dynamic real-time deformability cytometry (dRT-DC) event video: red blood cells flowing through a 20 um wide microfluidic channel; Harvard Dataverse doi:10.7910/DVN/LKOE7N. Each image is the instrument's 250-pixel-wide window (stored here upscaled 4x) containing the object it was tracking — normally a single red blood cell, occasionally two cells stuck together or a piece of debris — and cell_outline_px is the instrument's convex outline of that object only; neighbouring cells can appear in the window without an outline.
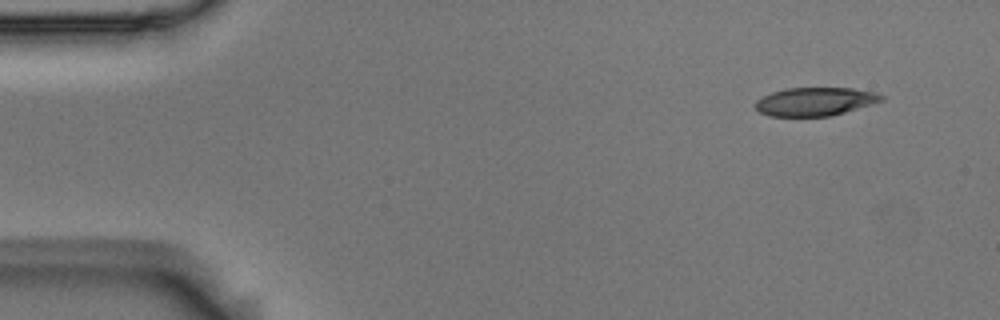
{"species": "Egyptian fruit bat (a non-hibernating species)", "species_latin": "Rousettus aegyptiacus", "temperature_condition": "room temperature", "stored_images_in_passage": 4, "camera_frame_rate_fps": 3000, "um_per_image_px": 0.085, "animal": {"sex": "male"}, "frame": {"image": 1, "passage_image": 1, "time_ms": 0.0, "image_size_px": [1000, 320], "cell_outline_px": [[884, 100], [832, 116], [768, 116], [760, 112], [756, 108], [756, 100], [772, 92], [788, 88], [852, 88], [876, 92], [884, 96]], "centroid_in_image_um": [69.3, 8.63], "position_along_channel_um": 15.7, "area_um2": 20.75}}
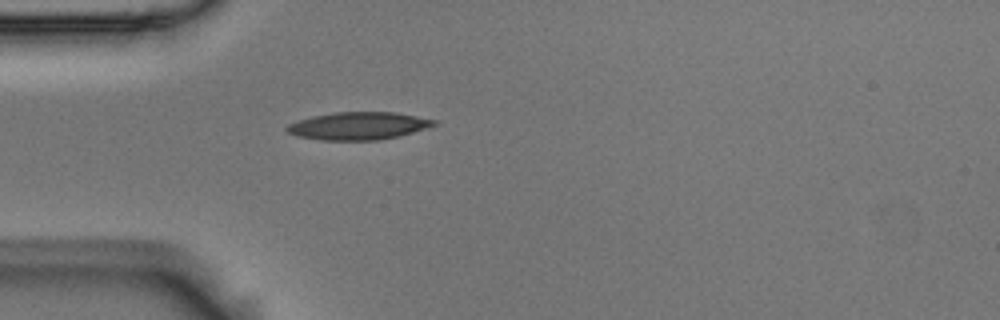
{"frame": {"image": 2, "passage_image": 4, "time_ms": 1.0, "image_size_px": [1000, 320], "cell_outline_px": [[440, 124], [428, 128], [400, 136], [380, 140], [320, 140], [296, 136], [288, 132], [284, 128], [288, 124], [312, 116], [336, 112], [392, 112], [436, 120]], "centroid_in_image_um": [30.48, 10.71], "position_along_channel_um": 54.5, "area_um2": 23.76}}